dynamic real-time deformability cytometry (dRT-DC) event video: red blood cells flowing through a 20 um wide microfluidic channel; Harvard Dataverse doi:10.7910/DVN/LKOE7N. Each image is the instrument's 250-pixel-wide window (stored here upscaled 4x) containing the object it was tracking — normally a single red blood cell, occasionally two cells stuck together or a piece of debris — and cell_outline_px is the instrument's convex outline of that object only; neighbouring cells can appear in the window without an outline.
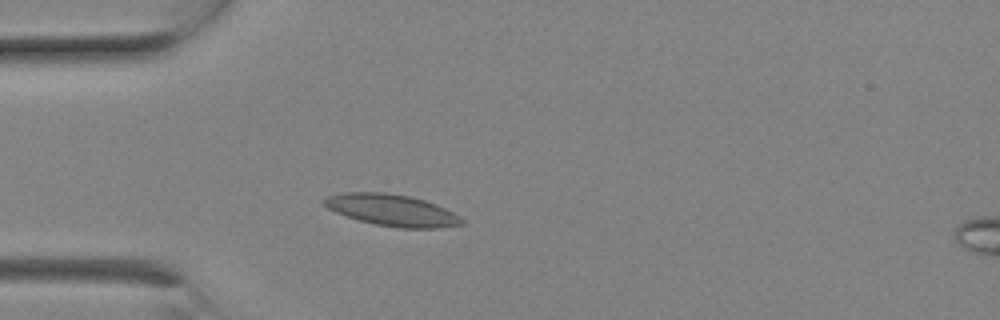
{"species": "Egyptian fruit bat (a non-hibernating species)", "species_latin": "Rousettus aegyptiacus", "temperature_condition": "room temperature", "stored_images_in_passage": 4, "camera_frame_rate_fps": 3000, "um_per_image_px": 0.085, "animal": {"sex": "female"}, "frame": {"image": 1, "passage_image": 1, "time_ms": 0.0, "image_size_px": [1000, 320], "cell_outline_px": [[464, 224], [436, 228], [400, 228], [376, 224], [360, 220], [336, 212], [320, 204], [320, 200], [328, 196], [344, 192], [384, 192], [408, 196], [424, 200], [436, 204], [460, 216], [464, 220]], "centroid_in_image_um": [33.29, 17.86], "position_along_channel_um": 51.7, "area_um2": 25.26}}
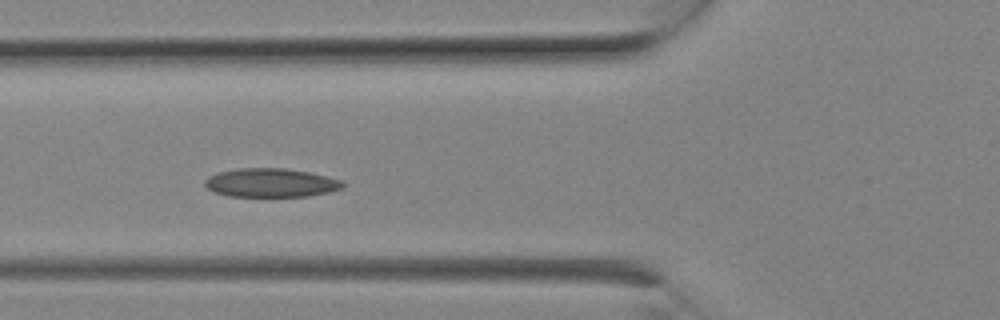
{"frame": {"image": 2, "passage_image": 3, "time_ms": 0.667, "image_size_px": [1000, 320], "cell_outline_px": [[344, 188], [328, 192], [308, 196], [228, 196], [212, 192], [204, 184], [204, 180], [208, 176], [216, 172], [236, 168], [284, 168], [308, 172], [340, 180], [344, 184]], "centroid_in_image_um": [22.95, 15.53], "position_along_channel_um": 102.8, "area_um2": 23.12}}
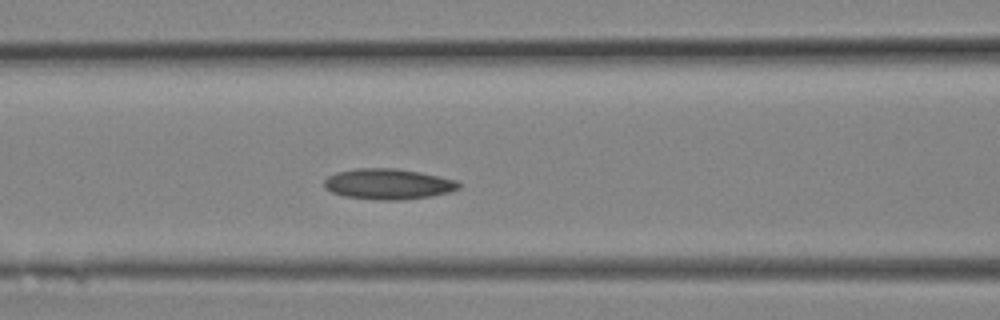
{"frame": {"image": 3, "passage_image": 4, "time_ms": 1.0, "image_size_px": [1000, 320], "cell_outline_px": [[460, 188], [452, 192], [432, 196], [404, 200], [380, 200], [344, 196], [332, 192], [324, 188], [324, 180], [328, 176], [336, 172], [356, 168], [396, 168], [420, 172], [456, 180], [460, 184]], "centroid_in_image_um": [33.0, 15.64], "position_along_channel_um": 133.6, "area_um2": 24.22}}